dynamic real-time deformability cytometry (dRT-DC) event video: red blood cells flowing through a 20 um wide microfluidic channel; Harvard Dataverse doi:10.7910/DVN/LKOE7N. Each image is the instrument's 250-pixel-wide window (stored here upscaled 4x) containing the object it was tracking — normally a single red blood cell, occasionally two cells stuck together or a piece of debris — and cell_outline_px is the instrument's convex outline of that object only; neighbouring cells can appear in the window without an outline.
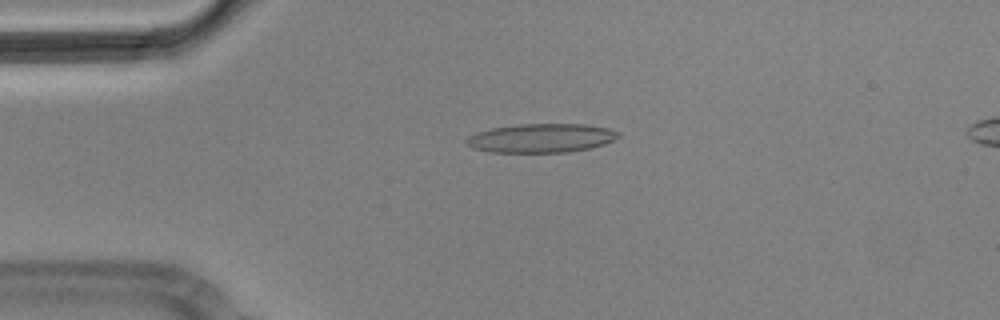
{"species": "Egyptian fruit bat (a non-hibernating species)", "species_latin": "Rousettus aegyptiacus", "temperature_condition": "cold", "stored_images_in_passage": 4, "camera_frame_rate_fps": 3000, "um_per_image_px": 0.085, "animal": {"sex": "male"}, "frame": {"image": 1, "passage_image": 3, "time_ms": 0.667, "image_size_px": [1000, 320], "cell_outline_px": [[620, 136], [604, 144], [588, 148], [568, 152], [488, 152], [472, 148], [464, 140], [468, 136], [476, 132], [492, 128], [520, 124], [584, 124], [608, 128], [620, 132]], "centroid_in_image_um": [45.98, 11.73], "position_along_channel_um": 39.0, "area_um2": 25.55}}